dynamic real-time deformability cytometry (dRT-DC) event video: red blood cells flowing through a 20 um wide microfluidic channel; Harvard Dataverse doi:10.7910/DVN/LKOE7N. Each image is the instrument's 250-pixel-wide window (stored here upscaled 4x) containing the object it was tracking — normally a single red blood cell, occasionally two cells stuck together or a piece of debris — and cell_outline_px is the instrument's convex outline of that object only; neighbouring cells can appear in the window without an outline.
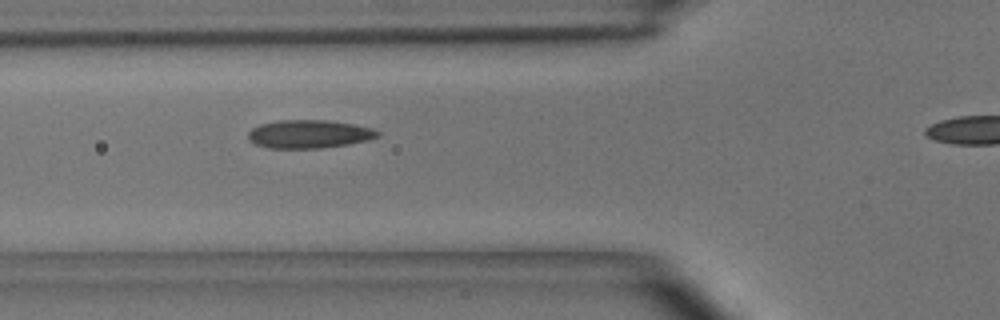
{"species": "common noctule bat (a hibernating species)", "species_latin": "Nyctalus noctula", "temperature_condition": "room temperature", "stored_images_in_passage": 40, "camera_frame_rate_fps": 3000, "um_per_image_px": 0.085, "animal": {"sex": "male", "body_mass_g": 15.6}, "frame": {"image": 1, "passage_image": 12, "time_ms": 3.667, "image_size_px": [1000, 320], "cell_outline_px": [[380, 136], [368, 140], [348, 144], [320, 148], [268, 148], [256, 144], [248, 140], [248, 132], [252, 128], [260, 124], [280, 120], [328, 120], [352, 124], [372, 128], [380, 132]], "centroid_in_image_um": [26.26, 11.39], "position_along_channel_um": 99.5, "area_um2": 21.33}, "authors_computed_cell_mechanics": {"area_um2": 20.519, "velocity_mm_per_s": 3.673, "shape_relaxation_time_tau1_ms": 5.2684, "shape_relaxation_time_tau2_ms": 1.8636, "deformation_change_tau1": 0.1425, "deformation_change_tau2": 0.0821}}